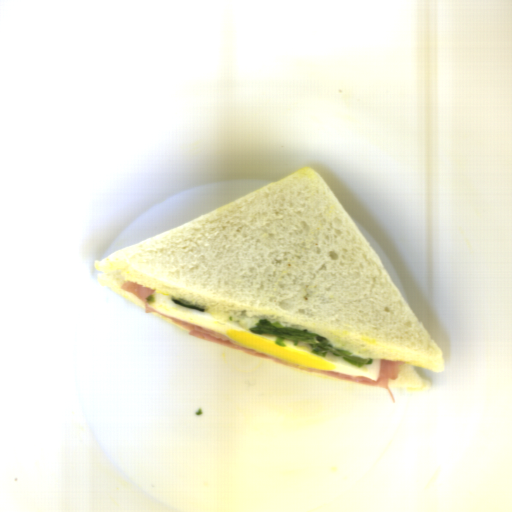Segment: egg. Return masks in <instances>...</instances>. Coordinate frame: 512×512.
I'll return each instance as SVG.
<instances>
[{"label": "egg", "instance_id": "1", "mask_svg": "<svg viewBox=\"0 0 512 512\" xmlns=\"http://www.w3.org/2000/svg\"><path fill=\"white\" fill-rule=\"evenodd\" d=\"M171 298L168 294L157 291L149 295L146 306L169 317L220 333L241 347L291 366L360 376L376 381L380 375L381 358L372 360V364L368 366L354 367L336 356H317L312 353L307 343L300 341L298 345H294L292 340L287 338L284 341L286 347L278 346L275 335L252 333L249 328L237 323L212 318L205 310L199 312L176 305Z\"/></svg>", "mask_w": 512, "mask_h": 512}]
</instances>
